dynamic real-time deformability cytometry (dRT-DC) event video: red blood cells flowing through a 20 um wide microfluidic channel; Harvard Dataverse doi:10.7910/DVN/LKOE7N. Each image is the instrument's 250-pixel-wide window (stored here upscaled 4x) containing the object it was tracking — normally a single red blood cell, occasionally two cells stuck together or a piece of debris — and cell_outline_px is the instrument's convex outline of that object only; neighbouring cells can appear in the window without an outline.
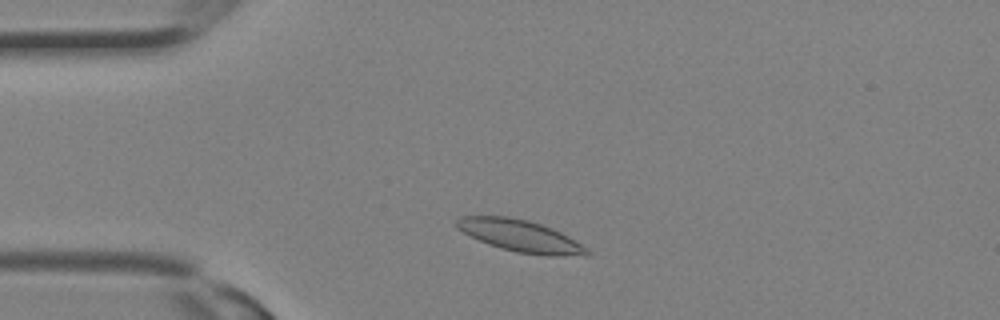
{"species": "Egyptian fruit bat (a non-hibernating species)", "species_latin": "Rousettus aegyptiacus", "temperature_condition": "room temperature", "stored_images_in_passage": 17, "camera_frame_rate_fps": 3000, "um_per_image_px": 0.085, "animal": {"sex": "female"}, "frame": {"image": 1, "passage_image": 2, "time_ms": 0.333, "image_size_px": [1000, 320], "cell_outline_px": [[592, 252], [588, 256], [548, 256], [516, 252], [500, 248], [488, 244], [456, 228], [456, 220], [460, 216], [508, 216], [528, 220], [552, 228], [568, 236], [588, 248]], "centroid_in_image_um": [44.28, 20.06], "position_along_channel_um": 40.7, "area_um2": 24.28}}
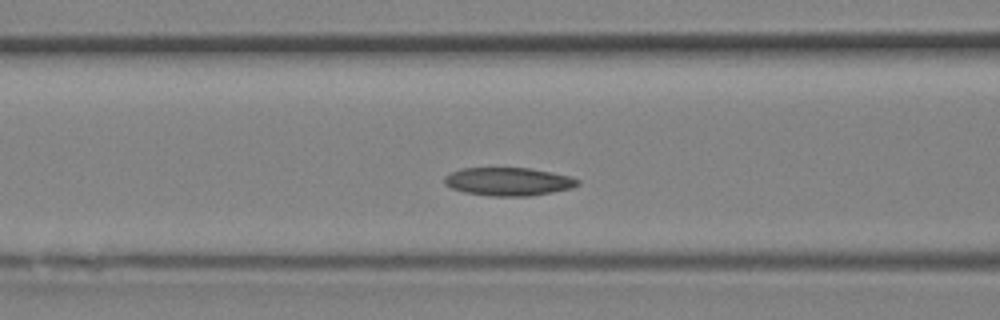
{"frame": {"image": 2, "passage_image": 7, "time_ms": 2.0, "image_size_px": [1000, 320], "cell_outline_px": [[580, 184], [572, 188], [552, 192], [528, 196], [488, 196], [464, 192], [452, 188], [444, 184], [444, 176], [460, 168], [528, 168], [552, 172], [568, 176], [580, 180]], "centroid_in_image_um": [43.2, 15.43], "position_along_channel_um": 123.4, "area_um2": 21.91}}
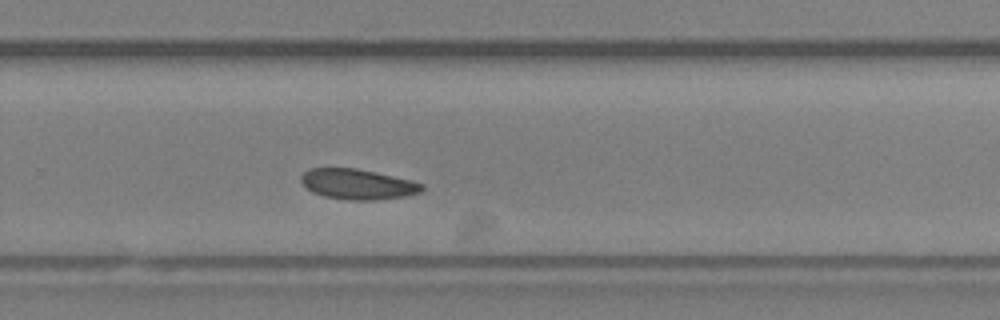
{"frame": {"image": 3, "passage_image": 15, "time_ms": 4.667, "image_size_px": [1000, 320], "cell_outline_px": [[424, 188], [420, 192], [408, 196], [376, 200], [348, 200], [324, 196], [312, 192], [300, 180], [300, 176], [308, 168], [356, 168], [376, 172], [412, 180], [424, 184]], "centroid_in_image_um": [30.42, 15.65], "position_along_channel_um": 299.4, "area_um2": 21.5}}